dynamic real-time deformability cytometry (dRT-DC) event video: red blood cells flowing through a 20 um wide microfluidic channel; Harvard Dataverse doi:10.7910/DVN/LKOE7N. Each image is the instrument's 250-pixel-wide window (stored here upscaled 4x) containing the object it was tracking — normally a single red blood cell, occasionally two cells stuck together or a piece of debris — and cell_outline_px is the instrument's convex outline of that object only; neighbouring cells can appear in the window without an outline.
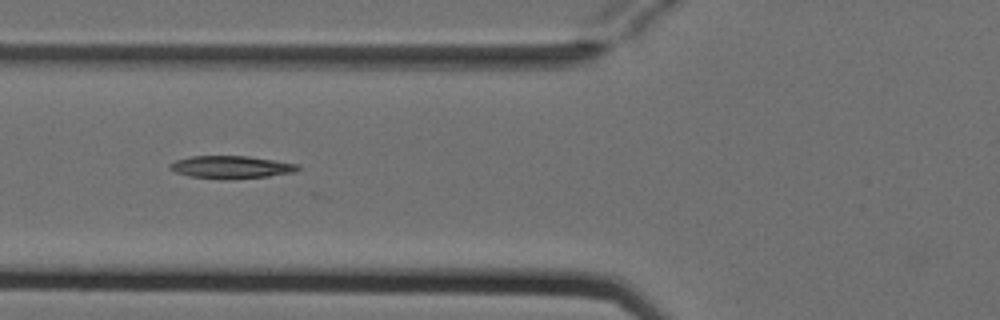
{"species": "Egyptian fruit bat (a non-hibernating species)", "species_latin": "Rousettus aegyptiacus", "temperature_condition": "cold", "stored_images_in_passage": 7, "camera_frame_rate_fps": 3000, "um_per_image_px": 0.085, "animal": {"sex": "female"}, "frame": {"image": 1, "passage_image": 5, "time_ms": 1.333, "image_size_px": [1000, 320], "cell_outline_px": [[300, 168], [296, 172], [268, 176], [188, 176], [176, 172], [168, 168], [168, 164], [176, 160], [192, 156], [248, 156], [300, 164]], "centroid_in_image_um": [19.67, 14.15], "position_along_channel_um": 106.1, "area_um2": 15.9}}
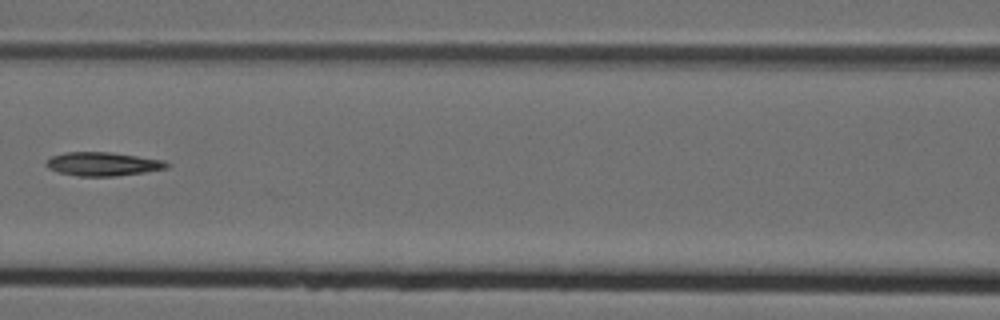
{"frame": {"image": 2, "passage_image": 6, "time_ms": 1.667, "image_size_px": [1000, 320], "cell_outline_px": [[168, 168], [144, 172], [116, 176], [76, 176], [60, 172], [48, 168], [44, 164], [44, 160], [52, 156], [64, 152], [112, 152], [164, 160], [168, 164]], "centroid_in_image_um": [8.7, 13.93], "position_along_channel_um": 157.9, "area_um2": 16.7}}
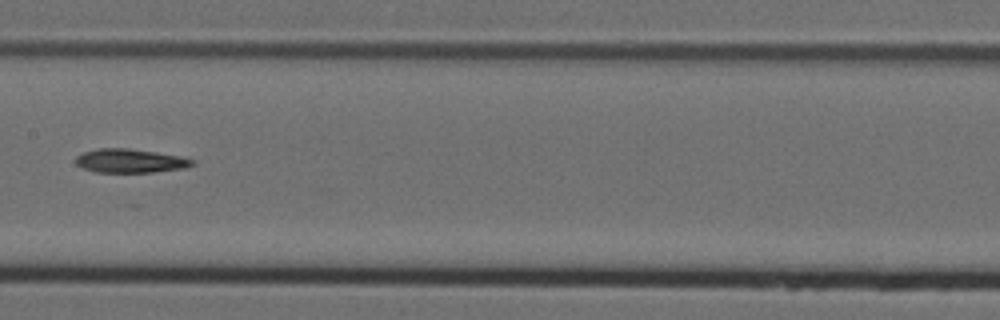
{"frame": {"image": 3, "passage_image": 7, "time_ms": 2.0, "image_size_px": [1000, 320], "cell_outline_px": [[196, 164], [184, 168], [152, 172], [96, 172], [84, 168], [76, 164], [76, 156], [84, 152], [96, 148], [128, 148], [156, 152], [180, 156], [196, 160]], "centroid_in_image_um": [11.09, 13.66], "position_along_channel_um": 196.3, "area_um2": 16.18}}